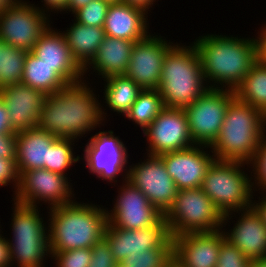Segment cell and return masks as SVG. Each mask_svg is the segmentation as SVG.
<instances>
[{"label": "cell", "instance_id": "cell-36", "mask_svg": "<svg viewBox=\"0 0 266 267\" xmlns=\"http://www.w3.org/2000/svg\"><path fill=\"white\" fill-rule=\"evenodd\" d=\"M56 267H89L91 248H78L60 252H50Z\"/></svg>", "mask_w": 266, "mask_h": 267}, {"label": "cell", "instance_id": "cell-3", "mask_svg": "<svg viewBox=\"0 0 266 267\" xmlns=\"http://www.w3.org/2000/svg\"><path fill=\"white\" fill-rule=\"evenodd\" d=\"M47 211L50 252L92 248L104 238L108 216L102 205L75 200Z\"/></svg>", "mask_w": 266, "mask_h": 267}, {"label": "cell", "instance_id": "cell-28", "mask_svg": "<svg viewBox=\"0 0 266 267\" xmlns=\"http://www.w3.org/2000/svg\"><path fill=\"white\" fill-rule=\"evenodd\" d=\"M22 83L46 95L56 93L69 83L53 67L47 65L31 51L26 54Z\"/></svg>", "mask_w": 266, "mask_h": 267}, {"label": "cell", "instance_id": "cell-51", "mask_svg": "<svg viewBox=\"0 0 266 267\" xmlns=\"http://www.w3.org/2000/svg\"><path fill=\"white\" fill-rule=\"evenodd\" d=\"M168 267H179L175 262H172Z\"/></svg>", "mask_w": 266, "mask_h": 267}, {"label": "cell", "instance_id": "cell-8", "mask_svg": "<svg viewBox=\"0 0 266 267\" xmlns=\"http://www.w3.org/2000/svg\"><path fill=\"white\" fill-rule=\"evenodd\" d=\"M171 237L222 229L223 215L201 187L178 191L164 215Z\"/></svg>", "mask_w": 266, "mask_h": 267}, {"label": "cell", "instance_id": "cell-10", "mask_svg": "<svg viewBox=\"0 0 266 267\" xmlns=\"http://www.w3.org/2000/svg\"><path fill=\"white\" fill-rule=\"evenodd\" d=\"M69 178L44 168L22 172L19 175L17 191L11 201L32 207H39L43 201L44 205L48 203L47 209L72 203L76 200V194Z\"/></svg>", "mask_w": 266, "mask_h": 267}, {"label": "cell", "instance_id": "cell-16", "mask_svg": "<svg viewBox=\"0 0 266 267\" xmlns=\"http://www.w3.org/2000/svg\"><path fill=\"white\" fill-rule=\"evenodd\" d=\"M158 35L149 33L144 39L134 43L130 62L124 74L143 90L158 89L164 56L174 45V41L166 40L160 33Z\"/></svg>", "mask_w": 266, "mask_h": 267}, {"label": "cell", "instance_id": "cell-20", "mask_svg": "<svg viewBox=\"0 0 266 267\" xmlns=\"http://www.w3.org/2000/svg\"><path fill=\"white\" fill-rule=\"evenodd\" d=\"M225 240L222 229L173 237V260L179 267H216Z\"/></svg>", "mask_w": 266, "mask_h": 267}, {"label": "cell", "instance_id": "cell-11", "mask_svg": "<svg viewBox=\"0 0 266 267\" xmlns=\"http://www.w3.org/2000/svg\"><path fill=\"white\" fill-rule=\"evenodd\" d=\"M234 98L233 90L209 88L195 102L183 108L194 144L210 146L215 141L227 107Z\"/></svg>", "mask_w": 266, "mask_h": 267}, {"label": "cell", "instance_id": "cell-17", "mask_svg": "<svg viewBox=\"0 0 266 267\" xmlns=\"http://www.w3.org/2000/svg\"><path fill=\"white\" fill-rule=\"evenodd\" d=\"M104 238L118 264L130 254L145 253L154 248H173V238L164 216L155 225L136 230L117 228L108 223Z\"/></svg>", "mask_w": 266, "mask_h": 267}, {"label": "cell", "instance_id": "cell-43", "mask_svg": "<svg viewBox=\"0 0 266 267\" xmlns=\"http://www.w3.org/2000/svg\"><path fill=\"white\" fill-rule=\"evenodd\" d=\"M1 233L3 231L0 232V267H11L9 242Z\"/></svg>", "mask_w": 266, "mask_h": 267}, {"label": "cell", "instance_id": "cell-13", "mask_svg": "<svg viewBox=\"0 0 266 267\" xmlns=\"http://www.w3.org/2000/svg\"><path fill=\"white\" fill-rule=\"evenodd\" d=\"M127 180L163 215L171 208L179 191L159 155L147 154L143 162L128 165Z\"/></svg>", "mask_w": 266, "mask_h": 267}, {"label": "cell", "instance_id": "cell-6", "mask_svg": "<svg viewBox=\"0 0 266 267\" xmlns=\"http://www.w3.org/2000/svg\"><path fill=\"white\" fill-rule=\"evenodd\" d=\"M13 202L12 237H7L11 267H45V260L51 257L47 220L39 214L40 207Z\"/></svg>", "mask_w": 266, "mask_h": 267}, {"label": "cell", "instance_id": "cell-50", "mask_svg": "<svg viewBox=\"0 0 266 267\" xmlns=\"http://www.w3.org/2000/svg\"><path fill=\"white\" fill-rule=\"evenodd\" d=\"M103 1H106V2H108L110 4H113V3H121L122 2V0H103Z\"/></svg>", "mask_w": 266, "mask_h": 267}, {"label": "cell", "instance_id": "cell-15", "mask_svg": "<svg viewBox=\"0 0 266 267\" xmlns=\"http://www.w3.org/2000/svg\"><path fill=\"white\" fill-rule=\"evenodd\" d=\"M113 202L107 210L108 223L117 228L136 230L155 225L164 215L156 209L146 195L128 180L122 182Z\"/></svg>", "mask_w": 266, "mask_h": 267}, {"label": "cell", "instance_id": "cell-26", "mask_svg": "<svg viewBox=\"0 0 266 267\" xmlns=\"http://www.w3.org/2000/svg\"><path fill=\"white\" fill-rule=\"evenodd\" d=\"M71 21L73 23L62 33L73 58L84 69L96 56L106 33L103 27L88 26L75 20Z\"/></svg>", "mask_w": 266, "mask_h": 267}, {"label": "cell", "instance_id": "cell-34", "mask_svg": "<svg viewBox=\"0 0 266 267\" xmlns=\"http://www.w3.org/2000/svg\"><path fill=\"white\" fill-rule=\"evenodd\" d=\"M248 166L252 169L248 172H251L249 174L254 193L266 191V130L263 132L259 147L248 162Z\"/></svg>", "mask_w": 266, "mask_h": 267}, {"label": "cell", "instance_id": "cell-49", "mask_svg": "<svg viewBox=\"0 0 266 267\" xmlns=\"http://www.w3.org/2000/svg\"><path fill=\"white\" fill-rule=\"evenodd\" d=\"M249 267H266V257L257 260H251Z\"/></svg>", "mask_w": 266, "mask_h": 267}, {"label": "cell", "instance_id": "cell-30", "mask_svg": "<svg viewBox=\"0 0 266 267\" xmlns=\"http://www.w3.org/2000/svg\"><path fill=\"white\" fill-rule=\"evenodd\" d=\"M164 108L163 99L158 89H144L138 95L129 111L126 119L138 125L142 132L155 120Z\"/></svg>", "mask_w": 266, "mask_h": 267}, {"label": "cell", "instance_id": "cell-5", "mask_svg": "<svg viewBox=\"0 0 266 267\" xmlns=\"http://www.w3.org/2000/svg\"><path fill=\"white\" fill-rule=\"evenodd\" d=\"M207 89L196 46L176 42L164 56L158 87L164 107L183 109Z\"/></svg>", "mask_w": 266, "mask_h": 267}, {"label": "cell", "instance_id": "cell-14", "mask_svg": "<svg viewBox=\"0 0 266 267\" xmlns=\"http://www.w3.org/2000/svg\"><path fill=\"white\" fill-rule=\"evenodd\" d=\"M146 153L161 155L194 146L185 112L182 108L164 107L143 131Z\"/></svg>", "mask_w": 266, "mask_h": 267}, {"label": "cell", "instance_id": "cell-37", "mask_svg": "<svg viewBox=\"0 0 266 267\" xmlns=\"http://www.w3.org/2000/svg\"><path fill=\"white\" fill-rule=\"evenodd\" d=\"M250 262L237 247L225 240L220 246L216 267H249Z\"/></svg>", "mask_w": 266, "mask_h": 267}, {"label": "cell", "instance_id": "cell-27", "mask_svg": "<svg viewBox=\"0 0 266 267\" xmlns=\"http://www.w3.org/2000/svg\"><path fill=\"white\" fill-rule=\"evenodd\" d=\"M103 81L105 85L103 89L104 102L101 104V116L104 123H106L105 120L109 116L107 111H105L107 108L113 111V113L119 114V116H125L143 89L125 75L110 76L103 79ZM104 103L107 105H104Z\"/></svg>", "mask_w": 266, "mask_h": 267}, {"label": "cell", "instance_id": "cell-4", "mask_svg": "<svg viewBox=\"0 0 266 267\" xmlns=\"http://www.w3.org/2000/svg\"><path fill=\"white\" fill-rule=\"evenodd\" d=\"M266 130V116L236 97L229 103L221 130L209 146L215 159L248 163Z\"/></svg>", "mask_w": 266, "mask_h": 267}, {"label": "cell", "instance_id": "cell-44", "mask_svg": "<svg viewBox=\"0 0 266 267\" xmlns=\"http://www.w3.org/2000/svg\"><path fill=\"white\" fill-rule=\"evenodd\" d=\"M259 30L256 36L258 58L266 61V24H263Z\"/></svg>", "mask_w": 266, "mask_h": 267}, {"label": "cell", "instance_id": "cell-29", "mask_svg": "<svg viewBox=\"0 0 266 267\" xmlns=\"http://www.w3.org/2000/svg\"><path fill=\"white\" fill-rule=\"evenodd\" d=\"M235 97L266 116V61L259 59L234 90Z\"/></svg>", "mask_w": 266, "mask_h": 267}, {"label": "cell", "instance_id": "cell-23", "mask_svg": "<svg viewBox=\"0 0 266 267\" xmlns=\"http://www.w3.org/2000/svg\"><path fill=\"white\" fill-rule=\"evenodd\" d=\"M148 14L127 3L110 4L103 26L106 36L133 42L144 39L150 33Z\"/></svg>", "mask_w": 266, "mask_h": 267}, {"label": "cell", "instance_id": "cell-40", "mask_svg": "<svg viewBox=\"0 0 266 267\" xmlns=\"http://www.w3.org/2000/svg\"><path fill=\"white\" fill-rule=\"evenodd\" d=\"M17 133L0 134V158L16 161Z\"/></svg>", "mask_w": 266, "mask_h": 267}, {"label": "cell", "instance_id": "cell-46", "mask_svg": "<svg viewBox=\"0 0 266 267\" xmlns=\"http://www.w3.org/2000/svg\"><path fill=\"white\" fill-rule=\"evenodd\" d=\"M93 0H68L67 10L69 14H73L76 10L82 8L83 6L87 5L89 2Z\"/></svg>", "mask_w": 266, "mask_h": 267}, {"label": "cell", "instance_id": "cell-12", "mask_svg": "<svg viewBox=\"0 0 266 267\" xmlns=\"http://www.w3.org/2000/svg\"><path fill=\"white\" fill-rule=\"evenodd\" d=\"M50 19L30 1L19 0L0 13V39L10 46L30 52L51 25Z\"/></svg>", "mask_w": 266, "mask_h": 267}, {"label": "cell", "instance_id": "cell-19", "mask_svg": "<svg viewBox=\"0 0 266 267\" xmlns=\"http://www.w3.org/2000/svg\"><path fill=\"white\" fill-rule=\"evenodd\" d=\"M159 156L163 159L167 172L178 190L201 187L206 171L215 159L209 146L196 144Z\"/></svg>", "mask_w": 266, "mask_h": 267}, {"label": "cell", "instance_id": "cell-22", "mask_svg": "<svg viewBox=\"0 0 266 267\" xmlns=\"http://www.w3.org/2000/svg\"><path fill=\"white\" fill-rule=\"evenodd\" d=\"M31 52L53 71L59 73L69 84L82 81L84 69L73 58L64 34L52 25L41 35Z\"/></svg>", "mask_w": 266, "mask_h": 267}, {"label": "cell", "instance_id": "cell-2", "mask_svg": "<svg viewBox=\"0 0 266 267\" xmlns=\"http://www.w3.org/2000/svg\"><path fill=\"white\" fill-rule=\"evenodd\" d=\"M197 38L192 43L208 88L234 91L259 60L256 37L211 33Z\"/></svg>", "mask_w": 266, "mask_h": 267}, {"label": "cell", "instance_id": "cell-25", "mask_svg": "<svg viewBox=\"0 0 266 267\" xmlns=\"http://www.w3.org/2000/svg\"><path fill=\"white\" fill-rule=\"evenodd\" d=\"M57 138L38 127L17 132L15 163L18 175L32 169H46L49 146Z\"/></svg>", "mask_w": 266, "mask_h": 267}, {"label": "cell", "instance_id": "cell-7", "mask_svg": "<svg viewBox=\"0 0 266 267\" xmlns=\"http://www.w3.org/2000/svg\"><path fill=\"white\" fill-rule=\"evenodd\" d=\"M245 169L250 170L248 163L217 159L208 167L201 188L222 215L254 206L251 176Z\"/></svg>", "mask_w": 266, "mask_h": 267}, {"label": "cell", "instance_id": "cell-33", "mask_svg": "<svg viewBox=\"0 0 266 267\" xmlns=\"http://www.w3.org/2000/svg\"><path fill=\"white\" fill-rule=\"evenodd\" d=\"M173 260V248H154L145 253L130 254L119 265L121 267H168Z\"/></svg>", "mask_w": 266, "mask_h": 267}, {"label": "cell", "instance_id": "cell-18", "mask_svg": "<svg viewBox=\"0 0 266 267\" xmlns=\"http://www.w3.org/2000/svg\"><path fill=\"white\" fill-rule=\"evenodd\" d=\"M232 217L237 221L231 229L226 230L228 228L224 227L231 222L229 220L235 219ZM222 231L225 239L250 260L266 257V223L255 205L223 215Z\"/></svg>", "mask_w": 266, "mask_h": 267}, {"label": "cell", "instance_id": "cell-21", "mask_svg": "<svg viewBox=\"0 0 266 267\" xmlns=\"http://www.w3.org/2000/svg\"><path fill=\"white\" fill-rule=\"evenodd\" d=\"M14 132L33 129L38 126L40 112L47 95L24 83L5 86L0 89Z\"/></svg>", "mask_w": 266, "mask_h": 267}, {"label": "cell", "instance_id": "cell-47", "mask_svg": "<svg viewBox=\"0 0 266 267\" xmlns=\"http://www.w3.org/2000/svg\"><path fill=\"white\" fill-rule=\"evenodd\" d=\"M259 194H261V199L259 196H257L258 197L257 199H259V200H255L254 205L260 211V213L263 215L264 221L266 223V191H264L262 193L260 192Z\"/></svg>", "mask_w": 266, "mask_h": 267}, {"label": "cell", "instance_id": "cell-31", "mask_svg": "<svg viewBox=\"0 0 266 267\" xmlns=\"http://www.w3.org/2000/svg\"><path fill=\"white\" fill-rule=\"evenodd\" d=\"M27 53V51L10 46L0 39V89L22 83Z\"/></svg>", "mask_w": 266, "mask_h": 267}, {"label": "cell", "instance_id": "cell-48", "mask_svg": "<svg viewBox=\"0 0 266 267\" xmlns=\"http://www.w3.org/2000/svg\"><path fill=\"white\" fill-rule=\"evenodd\" d=\"M19 0H0V13L5 11L6 9L12 7Z\"/></svg>", "mask_w": 266, "mask_h": 267}, {"label": "cell", "instance_id": "cell-35", "mask_svg": "<svg viewBox=\"0 0 266 267\" xmlns=\"http://www.w3.org/2000/svg\"><path fill=\"white\" fill-rule=\"evenodd\" d=\"M110 3L103 0H93L82 8L76 10L72 15L76 22L88 25L103 27L107 10Z\"/></svg>", "mask_w": 266, "mask_h": 267}, {"label": "cell", "instance_id": "cell-1", "mask_svg": "<svg viewBox=\"0 0 266 267\" xmlns=\"http://www.w3.org/2000/svg\"><path fill=\"white\" fill-rule=\"evenodd\" d=\"M87 80L68 84L56 93L47 95L37 127L58 138L79 141L92 130L105 126L101 116V101Z\"/></svg>", "mask_w": 266, "mask_h": 267}, {"label": "cell", "instance_id": "cell-41", "mask_svg": "<svg viewBox=\"0 0 266 267\" xmlns=\"http://www.w3.org/2000/svg\"><path fill=\"white\" fill-rule=\"evenodd\" d=\"M43 4V6H38L35 5L39 10L43 11L45 14H47L49 17H51L50 15L51 12L52 13H66L67 10V5H68V0H42L41 1ZM51 9V10H50Z\"/></svg>", "mask_w": 266, "mask_h": 267}, {"label": "cell", "instance_id": "cell-45", "mask_svg": "<svg viewBox=\"0 0 266 267\" xmlns=\"http://www.w3.org/2000/svg\"><path fill=\"white\" fill-rule=\"evenodd\" d=\"M157 1L156 0H122L123 3L138 6L142 9H144L147 13H148V11L151 12L149 9L152 8V6H154V4Z\"/></svg>", "mask_w": 266, "mask_h": 267}, {"label": "cell", "instance_id": "cell-42", "mask_svg": "<svg viewBox=\"0 0 266 267\" xmlns=\"http://www.w3.org/2000/svg\"><path fill=\"white\" fill-rule=\"evenodd\" d=\"M17 133L11 128V123L8 118L7 108L0 94V134Z\"/></svg>", "mask_w": 266, "mask_h": 267}, {"label": "cell", "instance_id": "cell-24", "mask_svg": "<svg viewBox=\"0 0 266 267\" xmlns=\"http://www.w3.org/2000/svg\"><path fill=\"white\" fill-rule=\"evenodd\" d=\"M134 43L133 41L106 36L100 44L96 56L84 68V76L90 77L88 72L92 69V72L101 76L98 78L102 80L114 75H124L130 62Z\"/></svg>", "mask_w": 266, "mask_h": 267}, {"label": "cell", "instance_id": "cell-32", "mask_svg": "<svg viewBox=\"0 0 266 267\" xmlns=\"http://www.w3.org/2000/svg\"><path fill=\"white\" fill-rule=\"evenodd\" d=\"M78 142L72 138H57L49 146L48 163L46 169L61 175L68 176L66 173L70 171V167L81 161V157L75 155V143Z\"/></svg>", "mask_w": 266, "mask_h": 267}, {"label": "cell", "instance_id": "cell-9", "mask_svg": "<svg viewBox=\"0 0 266 267\" xmlns=\"http://www.w3.org/2000/svg\"><path fill=\"white\" fill-rule=\"evenodd\" d=\"M115 135L113 130L95 132L88 138L83 148V156L80 158L84 160L89 173L114 185L113 187L115 184L118 185V181L120 182L118 180L120 175L123 176L121 178L123 182L127 180L128 164H130L126 143L124 144L120 137Z\"/></svg>", "mask_w": 266, "mask_h": 267}, {"label": "cell", "instance_id": "cell-39", "mask_svg": "<svg viewBox=\"0 0 266 267\" xmlns=\"http://www.w3.org/2000/svg\"><path fill=\"white\" fill-rule=\"evenodd\" d=\"M12 186L13 195L16 193L19 185V175L16 163L13 160L0 158V187Z\"/></svg>", "mask_w": 266, "mask_h": 267}, {"label": "cell", "instance_id": "cell-38", "mask_svg": "<svg viewBox=\"0 0 266 267\" xmlns=\"http://www.w3.org/2000/svg\"><path fill=\"white\" fill-rule=\"evenodd\" d=\"M89 267H117L118 263L111 252L110 244L105 238L98 241L92 248Z\"/></svg>", "mask_w": 266, "mask_h": 267}]
</instances>
